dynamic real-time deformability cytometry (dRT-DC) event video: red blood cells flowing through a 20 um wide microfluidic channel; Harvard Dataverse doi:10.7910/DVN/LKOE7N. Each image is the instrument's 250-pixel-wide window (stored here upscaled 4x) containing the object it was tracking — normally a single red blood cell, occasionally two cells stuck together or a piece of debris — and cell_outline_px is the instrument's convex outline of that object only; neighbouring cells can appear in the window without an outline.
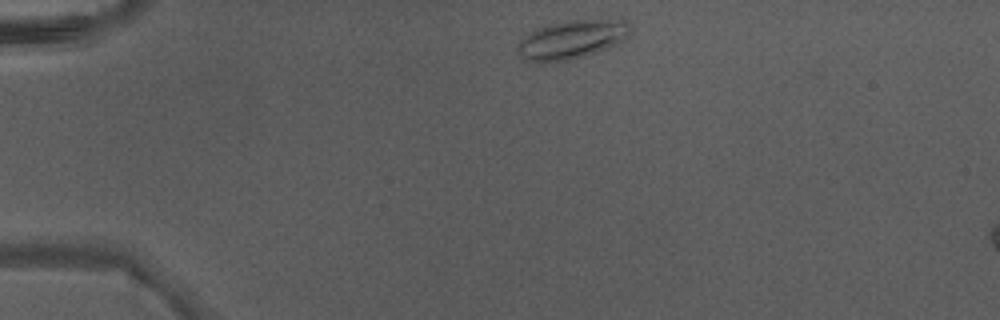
{"species": "Egyptian fruit bat (a non-hibernating species)", "species_latin": "Rousettus aegyptiacus", "temperature_condition": "warm", "stored_images_in_passage": 38, "camera_frame_rate_fps": 3000, "um_per_image_px": 0.085, "animal": {"sex": "male"}, "frame": {"image": 1, "passage_image": 1, "time_ms": 0.0, "image_size_px": [1000, 320], "cell_outline_px": [[632, 32], [628, 36], [616, 44], [596, 52], [584, 56], [568, 60], [536, 64], [524, 60], [516, 52], [516, 48], [520, 40], [524, 36], [536, 28], [564, 20], [628, 20], [632, 24]], "centroid_in_image_um": [48.57, 3.37], "position_along_channel_um": 36.4, "area_um2": 25.84}}
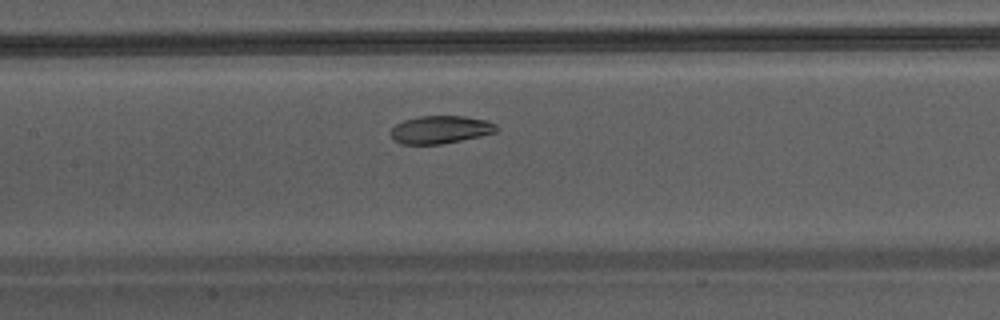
{"frame": {"image": 2, "passage_image": 14, "time_ms": 4.333, "image_size_px": [1000, 320], "cell_outline_px": [[500, 128], [496, 132], [480, 136], [440, 144], [400, 144], [388, 132], [396, 124], [404, 120], [420, 116], [464, 116], [488, 120], [496, 124]], "centroid_in_image_um": [37.45, 11.01], "position_along_channel_um": 169.9, "area_um2": 17.17}}
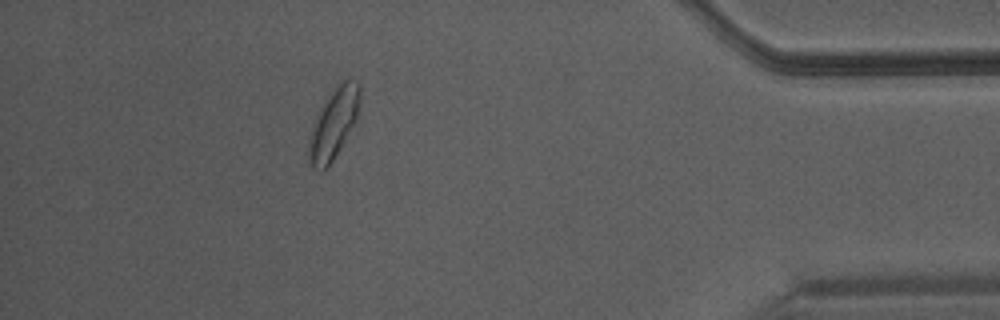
{"frame": {"image": 3, "passage_image": 33, "time_ms": 10.667, "image_size_px": [1000, 320], "cell_outline_px": [[360, 100], [356, 120], [340, 148], [328, 168], [320, 172], [308, 164], [308, 140], [312, 124], [328, 92], [340, 76], [352, 76], [356, 80], [360, 88]], "centroid_in_image_um": [28.34, 10.4], "position_along_channel_um": 406.9, "area_um2": 21.91}}